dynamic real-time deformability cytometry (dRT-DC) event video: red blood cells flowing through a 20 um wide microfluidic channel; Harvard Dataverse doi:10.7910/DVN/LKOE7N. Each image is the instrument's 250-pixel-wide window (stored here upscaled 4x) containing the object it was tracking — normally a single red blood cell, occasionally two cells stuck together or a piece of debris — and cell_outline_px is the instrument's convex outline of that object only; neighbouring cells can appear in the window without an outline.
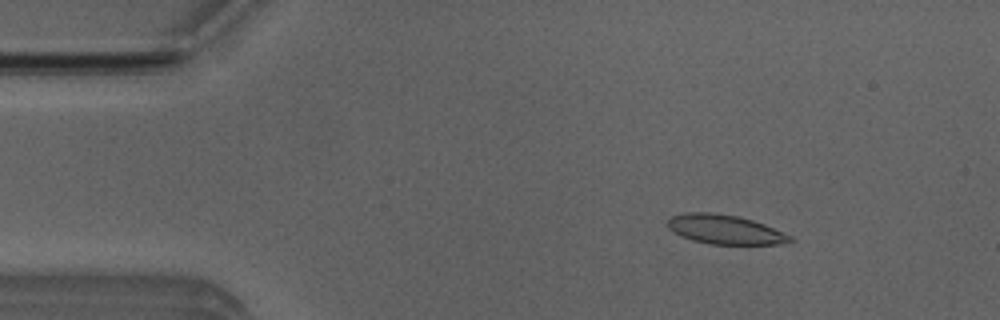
{"species": "Egyptian fruit bat (a non-hibernating species)", "species_latin": "Rousettus aegyptiacus", "temperature_condition": "room temperature", "stored_images_in_passage": 51, "camera_frame_rate_fps": 3000, "um_per_image_px": 0.085, "animal": {"sex": "male"}, "frame": {"image": 1, "passage_image": 7, "time_ms": 2.0, "image_size_px": [1000, 320], "cell_outline_px": [[796, 240], [780, 244], [712, 244], [692, 240], [680, 236], [672, 232], [668, 228], [668, 220], [672, 216], [684, 212], [708, 212], [736, 216], [752, 220], [764, 224], [792, 236]], "centroid_in_image_um": [61.6, 19.51], "position_along_channel_um": 23.4, "area_um2": 20.87}}
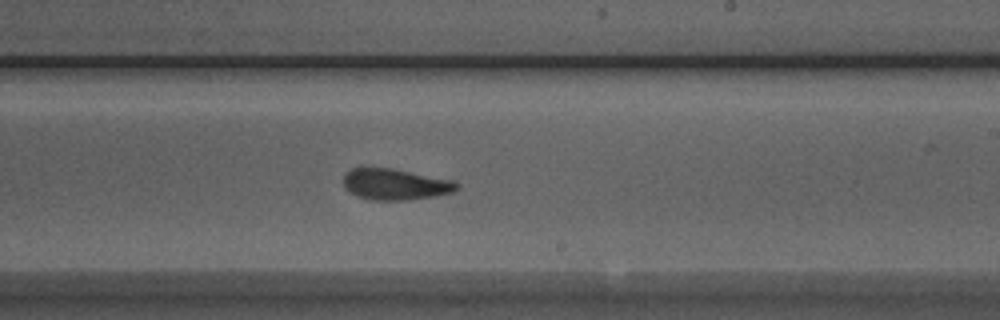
{"frame": {"image": 2, "passage_image": 30, "time_ms": 9.667, "image_size_px": [1000, 320], "cell_outline_px": [[460, 188], [452, 192], [436, 196], [408, 200], [368, 200], [356, 196], [344, 188], [344, 172], [352, 168], [392, 168], [452, 180], [460, 184]], "centroid_in_image_um": [33.59, 15.67], "position_along_channel_um": 255.4, "area_um2": 20.75}}
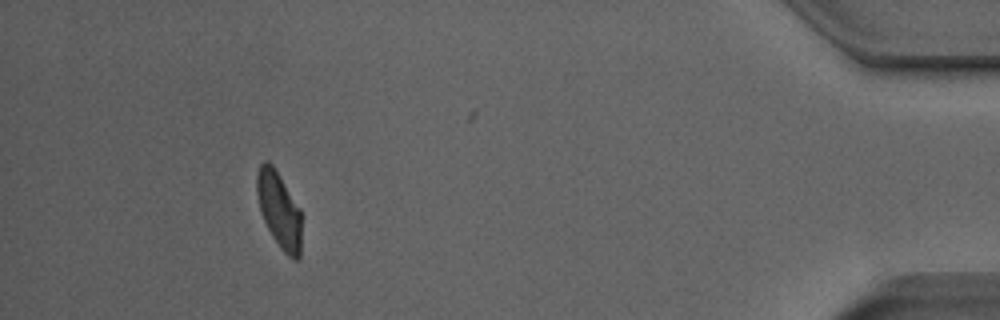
{"frame": {"image": 3, "passage_image": 47, "time_ms": 15.333, "image_size_px": [1000, 320], "cell_outline_px": [[300, 256], [296, 260], [292, 260], [280, 248], [272, 236], [260, 212], [256, 192], [256, 176], [260, 164], [264, 160], [268, 160], [272, 164], [300, 208]], "centroid_in_image_um": [23.7, 17.83], "position_along_channel_um": 411.5, "area_um2": 19.71}, "authors_computed_cell_mechanics": {"area_um2": 20.8658, "velocity_mm_per_s": 3.9279, "shape_relaxation_time_tau1_ms": 5.3132, "shape_relaxation_time_tau2_ms": 2.3552, "deformation_change_tau1": 0.1386, "deformation_change_tau2": 0.1012}}